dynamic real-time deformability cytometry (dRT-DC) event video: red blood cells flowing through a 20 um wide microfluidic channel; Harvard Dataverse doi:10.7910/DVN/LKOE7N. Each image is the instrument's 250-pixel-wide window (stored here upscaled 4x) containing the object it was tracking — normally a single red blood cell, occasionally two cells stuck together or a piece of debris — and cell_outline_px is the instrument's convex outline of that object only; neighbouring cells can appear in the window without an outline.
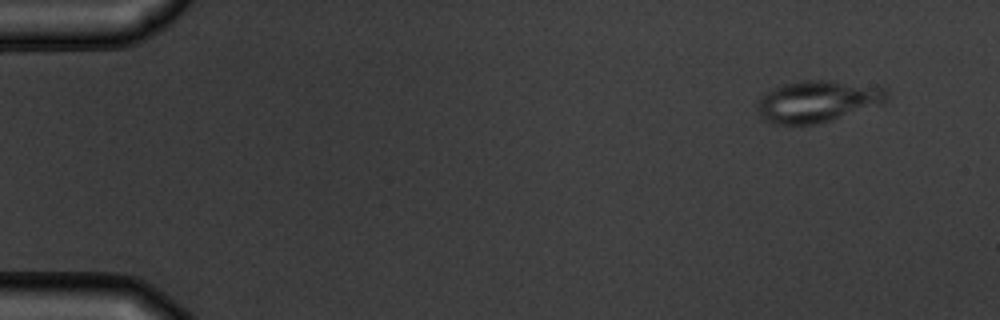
{"species": "common noctule bat (a hibernating species)", "species_latin": "Nyctalus noctula", "temperature_condition": "warm", "stored_images_in_passage": 5, "camera_frame_rate_fps": 3000, "um_per_image_px": 0.085, "animal": {"sex": "male", "body_mass_g": 19.5, "forearm_length_mm": 54.6}, "frame": {"image": 1, "passage_image": 1, "time_ms": 0.0, "image_size_px": [1000, 320], "cell_outline_px": [[888, 100], [884, 104], [816, 124], [772, 124], [764, 120], [760, 112], [760, 96], [764, 92], [772, 88], [796, 80], [832, 80], [888, 88]], "centroid_in_image_um": [69.54, 8.59], "position_along_channel_um": 15.5, "area_um2": 31.5}}